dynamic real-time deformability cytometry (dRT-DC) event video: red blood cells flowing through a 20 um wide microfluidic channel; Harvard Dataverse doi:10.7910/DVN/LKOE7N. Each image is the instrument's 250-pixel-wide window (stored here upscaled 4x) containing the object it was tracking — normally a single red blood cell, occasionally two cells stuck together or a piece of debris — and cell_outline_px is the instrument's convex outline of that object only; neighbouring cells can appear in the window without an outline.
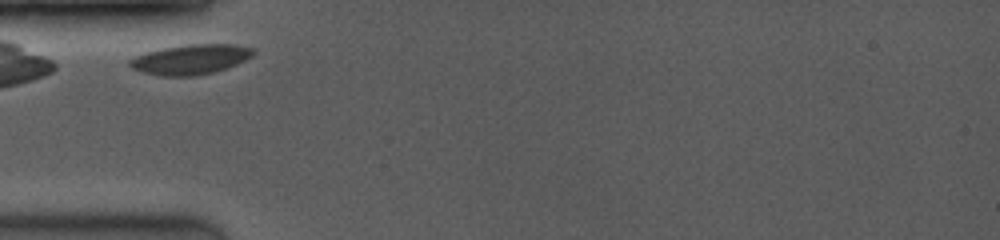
{"species": "common noctule bat (a hibernating species)", "species_latin": "Nyctalus noctula", "temperature_condition": "room temperature", "stored_images_in_passage": 4, "camera_frame_rate_fps": 3500, "um_per_image_px": 0.085, "animal": {"sex": "female", "body_mass_g": 19.0, "forearm_length_mm": 53.3}, "frame": {"image": 1, "passage_image": 1, "time_ms": 0.0, "image_size_px": [1000, 240], "cell_outline_px": [[256, 52], [252, 56], [236, 64], [212, 72], [196, 76], [160, 76], [144, 72], [132, 68], [128, 64], [128, 60], [136, 56], [148, 52], [164, 48], [184, 44], [232, 44], [256, 48]], "centroid_in_image_um": [16.22, 5.04], "position_along_channel_um": 68.8, "area_um2": 21.44}}